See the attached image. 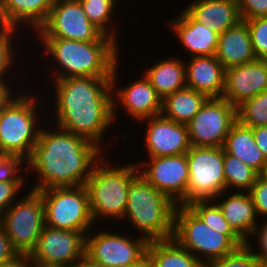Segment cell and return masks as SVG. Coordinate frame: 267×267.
Wrapping results in <instances>:
<instances>
[{"label":"cell","mask_w":267,"mask_h":267,"mask_svg":"<svg viewBox=\"0 0 267 267\" xmlns=\"http://www.w3.org/2000/svg\"><path fill=\"white\" fill-rule=\"evenodd\" d=\"M237 120L250 128L267 126V90L240 104Z\"/></svg>","instance_id":"cell-32"},{"label":"cell","mask_w":267,"mask_h":267,"mask_svg":"<svg viewBox=\"0 0 267 267\" xmlns=\"http://www.w3.org/2000/svg\"><path fill=\"white\" fill-rule=\"evenodd\" d=\"M16 254L17 252L12 247L8 235L0 227V265L13 258Z\"/></svg>","instance_id":"cell-41"},{"label":"cell","mask_w":267,"mask_h":267,"mask_svg":"<svg viewBox=\"0 0 267 267\" xmlns=\"http://www.w3.org/2000/svg\"><path fill=\"white\" fill-rule=\"evenodd\" d=\"M51 58L53 80L69 77H112L120 54L118 41L102 35L95 42H83L62 38H36ZM61 69V70H60ZM53 74V75H52Z\"/></svg>","instance_id":"cell-3"},{"label":"cell","mask_w":267,"mask_h":267,"mask_svg":"<svg viewBox=\"0 0 267 267\" xmlns=\"http://www.w3.org/2000/svg\"><path fill=\"white\" fill-rule=\"evenodd\" d=\"M179 44L191 56H213L216 53L219 34L196 21L185 9L168 23Z\"/></svg>","instance_id":"cell-19"},{"label":"cell","mask_w":267,"mask_h":267,"mask_svg":"<svg viewBox=\"0 0 267 267\" xmlns=\"http://www.w3.org/2000/svg\"><path fill=\"white\" fill-rule=\"evenodd\" d=\"M184 9L198 22L218 34L241 20L238 0H194Z\"/></svg>","instance_id":"cell-22"},{"label":"cell","mask_w":267,"mask_h":267,"mask_svg":"<svg viewBox=\"0 0 267 267\" xmlns=\"http://www.w3.org/2000/svg\"><path fill=\"white\" fill-rule=\"evenodd\" d=\"M249 194L252 197L257 216L266 217L267 221V181L258 176Z\"/></svg>","instance_id":"cell-38"},{"label":"cell","mask_w":267,"mask_h":267,"mask_svg":"<svg viewBox=\"0 0 267 267\" xmlns=\"http://www.w3.org/2000/svg\"><path fill=\"white\" fill-rule=\"evenodd\" d=\"M25 163L20 156L0 152V181H26V175H22Z\"/></svg>","instance_id":"cell-36"},{"label":"cell","mask_w":267,"mask_h":267,"mask_svg":"<svg viewBox=\"0 0 267 267\" xmlns=\"http://www.w3.org/2000/svg\"><path fill=\"white\" fill-rule=\"evenodd\" d=\"M36 34V38H62L83 42H95L103 35L88 20L79 0H55L46 21Z\"/></svg>","instance_id":"cell-13"},{"label":"cell","mask_w":267,"mask_h":267,"mask_svg":"<svg viewBox=\"0 0 267 267\" xmlns=\"http://www.w3.org/2000/svg\"><path fill=\"white\" fill-rule=\"evenodd\" d=\"M0 267H34L29 254L17 253L13 258L3 262Z\"/></svg>","instance_id":"cell-43"},{"label":"cell","mask_w":267,"mask_h":267,"mask_svg":"<svg viewBox=\"0 0 267 267\" xmlns=\"http://www.w3.org/2000/svg\"><path fill=\"white\" fill-rule=\"evenodd\" d=\"M147 256L154 267H206L173 238L149 241Z\"/></svg>","instance_id":"cell-28"},{"label":"cell","mask_w":267,"mask_h":267,"mask_svg":"<svg viewBox=\"0 0 267 267\" xmlns=\"http://www.w3.org/2000/svg\"><path fill=\"white\" fill-rule=\"evenodd\" d=\"M251 129L256 145L260 148L263 156L267 160V126H258Z\"/></svg>","instance_id":"cell-42"},{"label":"cell","mask_w":267,"mask_h":267,"mask_svg":"<svg viewBox=\"0 0 267 267\" xmlns=\"http://www.w3.org/2000/svg\"><path fill=\"white\" fill-rule=\"evenodd\" d=\"M56 121L61 129L95 143L102 151L113 119L111 77H69L53 80Z\"/></svg>","instance_id":"cell-2"},{"label":"cell","mask_w":267,"mask_h":267,"mask_svg":"<svg viewBox=\"0 0 267 267\" xmlns=\"http://www.w3.org/2000/svg\"><path fill=\"white\" fill-rule=\"evenodd\" d=\"M111 164L103 155L84 185L95 225L97 219L105 217V220L109 217L123 221L130 182L139 174L137 162L120 167Z\"/></svg>","instance_id":"cell-5"},{"label":"cell","mask_w":267,"mask_h":267,"mask_svg":"<svg viewBox=\"0 0 267 267\" xmlns=\"http://www.w3.org/2000/svg\"><path fill=\"white\" fill-rule=\"evenodd\" d=\"M208 267H266L245 244L234 253L212 262Z\"/></svg>","instance_id":"cell-34"},{"label":"cell","mask_w":267,"mask_h":267,"mask_svg":"<svg viewBox=\"0 0 267 267\" xmlns=\"http://www.w3.org/2000/svg\"><path fill=\"white\" fill-rule=\"evenodd\" d=\"M34 267H59V266H41V265H34Z\"/></svg>","instance_id":"cell-50"},{"label":"cell","mask_w":267,"mask_h":267,"mask_svg":"<svg viewBox=\"0 0 267 267\" xmlns=\"http://www.w3.org/2000/svg\"><path fill=\"white\" fill-rule=\"evenodd\" d=\"M172 238L206 267L239 248L227 235L212 230L182 205L175 209Z\"/></svg>","instance_id":"cell-7"},{"label":"cell","mask_w":267,"mask_h":267,"mask_svg":"<svg viewBox=\"0 0 267 267\" xmlns=\"http://www.w3.org/2000/svg\"><path fill=\"white\" fill-rule=\"evenodd\" d=\"M223 149L226 153L243 161L258 173L262 171L267 162L262 151L256 145L252 129L241 124L238 120L228 132Z\"/></svg>","instance_id":"cell-25"},{"label":"cell","mask_w":267,"mask_h":267,"mask_svg":"<svg viewBox=\"0 0 267 267\" xmlns=\"http://www.w3.org/2000/svg\"><path fill=\"white\" fill-rule=\"evenodd\" d=\"M9 79L5 82H0V112L16 97L12 85L10 87L8 82ZM15 96H14V95Z\"/></svg>","instance_id":"cell-44"},{"label":"cell","mask_w":267,"mask_h":267,"mask_svg":"<svg viewBox=\"0 0 267 267\" xmlns=\"http://www.w3.org/2000/svg\"><path fill=\"white\" fill-rule=\"evenodd\" d=\"M246 23L254 54L257 59L267 60V17L242 20Z\"/></svg>","instance_id":"cell-33"},{"label":"cell","mask_w":267,"mask_h":267,"mask_svg":"<svg viewBox=\"0 0 267 267\" xmlns=\"http://www.w3.org/2000/svg\"><path fill=\"white\" fill-rule=\"evenodd\" d=\"M144 76L150 81L156 93L165 96L181 90L186 85V65L183 60L167 58L144 70Z\"/></svg>","instance_id":"cell-26"},{"label":"cell","mask_w":267,"mask_h":267,"mask_svg":"<svg viewBox=\"0 0 267 267\" xmlns=\"http://www.w3.org/2000/svg\"><path fill=\"white\" fill-rule=\"evenodd\" d=\"M43 126L25 164L26 172L33 170L38 176V182L31 189L40 191L85 185L94 165L105 155L102 148L57 126L51 131Z\"/></svg>","instance_id":"cell-1"},{"label":"cell","mask_w":267,"mask_h":267,"mask_svg":"<svg viewBox=\"0 0 267 267\" xmlns=\"http://www.w3.org/2000/svg\"><path fill=\"white\" fill-rule=\"evenodd\" d=\"M16 31H18V29L9 28L0 37V82H5L6 81L5 80L6 74H7V76H8V72L11 74V72H13L12 71L13 69H11L12 66H15L14 64L16 62H19V61H16L17 59H15L16 51L13 48L14 35L16 33H18ZM12 41H13V43H12Z\"/></svg>","instance_id":"cell-35"},{"label":"cell","mask_w":267,"mask_h":267,"mask_svg":"<svg viewBox=\"0 0 267 267\" xmlns=\"http://www.w3.org/2000/svg\"><path fill=\"white\" fill-rule=\"evenodd\" d=\"M55 0H4L2 19L9 28L37 31L46 21ZM19 27V28H18Z\"/></svg>","instance_id":"cell-24"},{"label":"cell","mask_w":267,"mask_h":267,"mask_svg":"<svg viewBox=\"0 0 267 267\" xmlns=\"http://www.w3.org/2000/svg\"><path fill=\"white\" fill-rule=\"evenodd\" d=\"M148 158L140 164L137 162L139 174L176 205L185 206V194L189 183L186 153Z\"/></svg>","instance_id":"cell-14"},{"label":"cell","mask_w":267,"mask_h":267,"mask_svg":"<svg viewBox=\"0 0 267 267\" xmlns=\"http://www.w3.org/2000/svg\"><path fill=\"white\" fill-rule=\"evenodd\" d=\"M212 203V204H211ZM203 222L219 233L227 235L239 248L246 243L233 231L213 200L194 201L187 205Z\"/></svg>","instance_id":"cell-30"},{"label":"cell","mask_w":267,"mask_h":267,"mask_svg":"<svg viewBox=\"0 0 267 267\" xmlns=\"http://www.w3.org/2000/svg\"><path fill=\"white\" fill-rule=\"evenodd\" d=\"M130 267H154L152 261L148 256L144 257L139 263Z\"/></svg>","instance_id":"cell-46"},{"label":"cell","mask_w":267,"mask_h":267,"mask_svg":"<svg viewBox=\"0 0 267 267\" xmlns=\"http://www.w3.org/2000/svg\"><path fill=\"white\" fill-rule=\"evenodd\" d=\"M207 99L205 94L185 87L162 99L161 115L176 123L187 125Z\"/></svg>","instance_id":"cell-27"},{"label":"cell","mask_w":267,"mask_h":267,"mask_svg":"<svg viewBox=\"0 0 267 267\" xmlns=\"http://www.w3.org/2000/svg\"><path fill=\"white\" fill-rule=\"evenodd\" d=\"M24 186V181H0V215L17 200Z\"/></svg>","instance_id":"cell-37"},{"label":"cell","mask_w":267,"mask_h":267,"mask_svg":"<svg viewBox=\"0 0 267 267\" xmlns=\"http://www.w3.org/2000/svg\"><path fill=\"white\" fill-rule=\"evenodd\" d=\"M43 197L45 225L79 231L85 235L94 227L88 193L84 185L54 187L39 191Z\"/></svg>","instance_id":"cell-8"},{"label":"cell","mask_w":267,"mask_h":267,"mask_svg":"<svg viewBox=\"0 0 267 267\" xmlns=\"http://www.w3.org/2000/svg\"><path fill=\"white\" fill-rule=\"evenodd\" d=\"M251 237H255L254 239L257 240V248L254 250L252 243L248 241L246 244L252 249L253 254L267 267V221H264L263 225L260 224L252 234ZM251 245V246H250Z\"/></svg>","instance_id":"cell-40"},{"label":"cell","mask_w":267,"mask_h":267,"mask_svg":"<svg viewBox=\"0 0 267 267\" xmlns=\"http://www.w3.org/2000/svg\"><path fill=\"white\" fill-rule=\"evenodd\" d=\"M267 90V60L255 61L225 70V88L222 97L234 107Z\"/></svg>","instance_id":"cell-18"},{"label":"cell","mask_w":267,"mask_h":267,"mask_svg":"<svg viewBox=\"0 0 267 267\" xmlns=\"http://www.w3.org/2000/svg\"><path fill=\"white\" fill-rule=\"evenodd\" d=\"M186 62V85L208 98H221L225 88V68L213 56H193Z\"/></svg>","instance_id":"cell-20"},{"label":"cell","mask_w":267,"mask_h":267,"mask_svg":"<svg viewBox=\"0 0 267 267\" xmlns=\"http://www.w3.org/2000/svg\"><path fill=\"white\" fill-rule=\"evenodd\" d=\"M45 225L44 203L39 191H30L0 215V227L19 254H31Z\"/></svg>","instance_id":"cell-9"},{"label":"cell","mask_w":267,"mask_h":267,"mask_svg":"<svg viewBox=\"0 0 267 267\" xmlns=\"http://www.w3.org/2000/svg\"><path fill=\"white\" fill-rule=\"evenodd\" d=\"M86 235L44 225L30 257L34 265L69 267L85 254Z\"/></svg>","instance_id":"cell-15"},{"label":"cell","mask_w":267,"mask_h":267,"mask_svg":"<svg viewBox=\"0 0 267 267\" xmlns=\"http://www.w3.org/2000/svg\"><path fill=\"white\" fill-rule=\"evenodd\" d=\"M25 91L16 92L17 96L0 112V152L27 161L38 141L41 129L38 116L42 111L40 99L30 95L28 89Z\"/></svg>","instance_id":"cell-6"},{"label":"cell","mask_w":267,"mask_h":267,"mask_svg":"<svg viewBox=\"0 0 267 267\" xmlns=\"http://www.w3.org/2000/svg\"><path fill=\"white\" fill-rule=\"evenodd\" d=\"M4 0H0V18L2 19Z\"/></svg>","instance_id":"cell-49"},{"label":"cell","mask_w":267,"mask_h":267,"mask_svg":"<svg viewBox=\"0 0 267 267\" xmlns=\"http://www.w3.org/2000/svg\"><path fill=\"white\" fill-rule=\"evenodd\" d=\"M215 57L225 69L255 61L249 29L244 21L219 34Z\"/></svg>","instance_id":"cell-23"},{"label":"cell","mask_w":267,"mask_h":267,"mask_svg":"<svg viewBox=\"0 0 267 267\" xmlns=\"http://www.w3.org/2000/svg\"><path fill=\"white\" fill-rule=\"evenodd\" d=\"M227 192L218 195L213 201L219 206L223 216L233 231L245 242L250 240L253 232L260 226L255 206L249 192H233L223 197ZM223 197V198H222ZM222 199V200H217Z\"/></svg>","instance_id":"cell-21"},{"label":"cell","mask_w":267,"mask_h":267,"mask_svg":"<svg viewBox=\"0 0 267 267\" xmlns=\"http://www.w3.org/2000/svg\"><path fill=\"white\" fill-rule=\"evenodd\" d=\"M259 176H260L263 180L267 181V162H266V164L263 166V169H262V171L259 173Z\"/></svg>","instance_id":"cell-48"},{"label":"cell","mask_w":267,"mask_h":267,"mask_svg":"<svg viewBox=\"0 0 267 267\" xmlns=\"http://www.w3.org/2000/svg\"><path fill=\"white\" fill-rule=\"evenodd\" d=\"M176 206L138 174L130 182L124 218L148 241L166 240L173 236Z\"/></svg>","instance_id":"cell-4"},{"label":"cell","mask_w":267,"mask_h":267,"mask_svg":"<svg viewBox=\"0 0 267 267\" xmlns=\"http://www.w3.org/2000/svg\"><path fill=\"white\" fill-rule=\"evenodd\" d=\"M9 29L3 19L0 18V37Z\"/></svg>","instance_id":"cell-47"},{"label":"cell","mask_w":267,"mask_h":267,"mask_svg":"<svg viewBox=\"0 0 267 267\" xmlns=\"http://www.w3.org/2000/svg\"><path fill=\"white\" fill-rule=\"evenodd\" d=\"M225 192H249L259 173L238 158L224 151ZM246 190V191H245Z\"/></svg>","instance_id":"cell-29"},{"label":"cell","mask_w":267,"mask_h":267,"mask_svg":"<svg viewBox=\"0 0 267 267\" xmlns=\"http://www.w3.org/2000/svg\"><path fill=\"white\" fill-rule=\"evenodd\" d=\"M118 63L115 65L111 82L113 93V119L116 122L118 113L117 107H122L128 117L135 121H142L150 117L158 116L162 110V98L156 93L150 81L142 75L125 87L118 88L117 70ZM117 86V87H116ZM116 95V96H115Z\"/></svg>","instance_id":"cell-16"},{"label":"cell","mask_w":267,"mask_h":267,"mask_svg":"<svg viewBox=\"0 0 267 267\" xmlns=\"http://www.w3.org/2000/svg\"><path fill=\"white\" fill-rule=\"evenodd\" d=\"M88 20L98 28L104 35L114 40L117 38V27L111 22L114 21L116 3L114 0H79ZM113 15V16H112ZM113 17V18H112ZM113 19V20H112ZM115 25L113 28L112 26ZM111 29V30H110Z\"/></svg>","instance_id":"cell-31"},{"label":"cell","mask_w":267,"mask_h":267,"mask_svg":"<svg viewBox=\"0 0 267 267\" xmlns=\"http://www.w3.org/2000/svg\"><path fill=\"white\" fill-rule=\"evenodd\" d=\"M69 267H102L99 263L93 261L88 255L84 254Z\"/></svg>","instance_id":"cell-45"},{"label":"cell","mask_w":267,"mask_h":267,"mask_svg":"<svg viewBox=\"0 0 267 267\" xmlns=\"http://www.w3.org/2000/svg\"><path fill=\"white\" fill-rule=\"evenodd\" d=\"M241 20L267 17V0H238Z\"/></svg>","instance_id":"cell-39"},{"label":"cell","mask_w":267,"mask_h":267,"mask_svg":"<svg viewBox=\"0 0 267 267\" xmlns=\"http://www.w3.org/2000/svg\"><path fill=\"white\" fill-rule=\"evenodd\" d=\"M237 121V108L227 99L208 98L187 124L191 146L223 147L232 125Z\"/></svg>","instance_id":"cell-12"},{"label":"cell","mask_w":267,"mask_h":267,"mask_svg":"<svg viewBox=\"0 0 267 267\" xmlns=\"http://www.w3.org/2000/svg\"><path fill=\"white\" fill-rule=\"evenodd\" d=\"M189 183L185 206L194 201L214 200L225 192L223 147L191 146L186 152Z\"/></svg>","instance_id":"cell-10"},{"label":"cell","mask_w":267,"mask_h":267,"mask_svg":"<svg viewBox=\"0 0 267 267\" xmlns=\"http://www.w3.org/2000/svg\"><path fill=\"white\" fill-rule=\"evenodd\" d=\"M93 229L86 235L85 254L102 267H130L147 256L146 238L138 235L132 238L104 229L94 234Z\"/></svg>","instance_id":"cell-11"},{"label":"cell","mask_w":267,"mask_h":267,"mask_svg":"<svg viewBox=\"0 0 267 267\" xmlns=\"http://www.w3.org/2000/svg\"><path fill=\"white\" fill-rule=\"evenodd\" d=\"M140 122H148L144 139L147 156H175L190 149L187 125L176 123L161 114Z\"/></svg>","instance_id":"cell-17"}]
</instances>
